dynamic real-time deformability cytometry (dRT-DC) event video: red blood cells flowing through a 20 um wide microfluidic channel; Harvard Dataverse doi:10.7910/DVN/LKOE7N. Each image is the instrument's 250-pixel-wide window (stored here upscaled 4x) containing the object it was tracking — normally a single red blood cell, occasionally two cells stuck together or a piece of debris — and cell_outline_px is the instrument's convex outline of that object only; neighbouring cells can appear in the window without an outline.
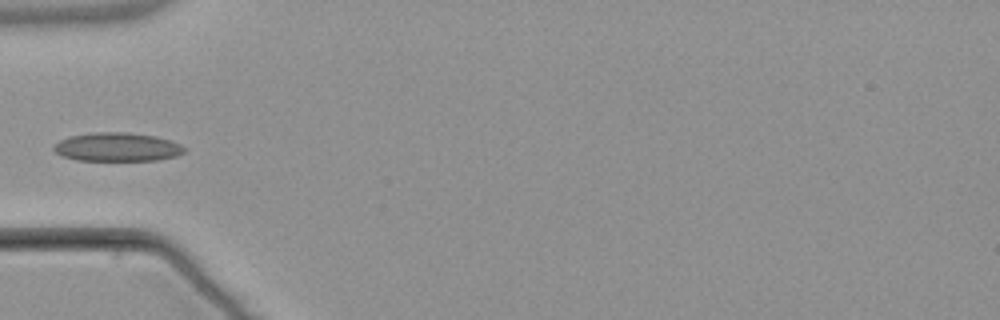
{"species": "common noctule bat (a hibernating species)", "species_latin": "Nyctalus noctula", "temperature_condition": "warm", "stored_images_in_passage": 4, "camera_frame_rate_fps": 3000, "um_per_image_px": 0.085, "animal": {"sex": "male", "body_mass_g": 21.5, "forearm_length_mm": 52.0}, "frame": {"image": 1, "passage_image": 4, "time_ms": 4.0, "image_size_px": [1000, 320], "cell_outline_px": [[188, 148], [184, 152], [176, 156], [156, 160], [76, 160], [60, 156], [52, 148], [60, 140], [68, 136], [92, 132], [124, 132], [156, 136], [180, 144]], "centroid_in_image_um": [9.95, 12.49], "position_along_channel_um": 75.1, "area_um2": 21.85}}